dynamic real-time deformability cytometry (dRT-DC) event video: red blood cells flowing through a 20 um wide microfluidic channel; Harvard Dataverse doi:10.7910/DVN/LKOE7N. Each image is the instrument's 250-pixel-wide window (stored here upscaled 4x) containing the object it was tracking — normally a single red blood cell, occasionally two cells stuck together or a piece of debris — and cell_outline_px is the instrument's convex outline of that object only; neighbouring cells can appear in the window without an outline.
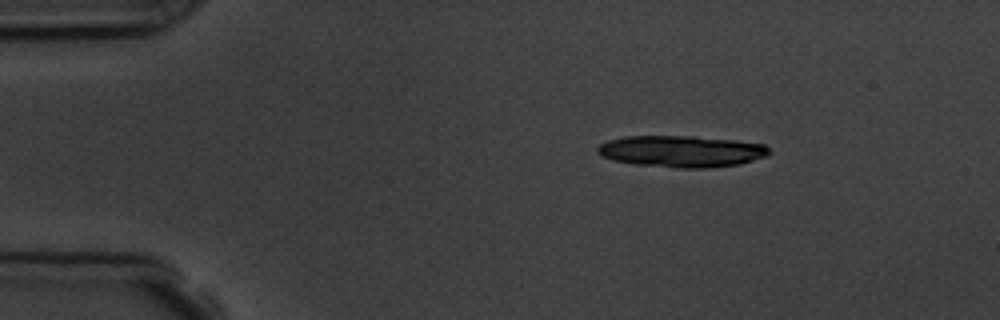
{"species": "common noctule bat (a hibernating species)", "species_latin": "Nyctalus noctula", "temperature_condition": "room temperature", "stored_images_in_passage": 4, "camera_frame_rate_fps": 3000, "um_per_image_px": 0.085, "animal": {"sex": "male", "body_mass_g": 19.5, "forearm_length_mm": 54.6}, "frame": {"image": 1, "passage_image": 2, "time_ms": 1.0, "image_size_px": [1000, 320], "cell_outline_px": [[772, 152], [768, 156], [740, 164], [708, 168], [676, 168], [636, 164], [612, 160], [596, 152], [596, 148], [600, 144], [608, 140], [624, 136], [692, 136], [736, 140], [764, 144]], "centroid_in_image_um": [57.95, 12.86], "position_along_channel_um": 27.1, "area_um2": 31.79}}